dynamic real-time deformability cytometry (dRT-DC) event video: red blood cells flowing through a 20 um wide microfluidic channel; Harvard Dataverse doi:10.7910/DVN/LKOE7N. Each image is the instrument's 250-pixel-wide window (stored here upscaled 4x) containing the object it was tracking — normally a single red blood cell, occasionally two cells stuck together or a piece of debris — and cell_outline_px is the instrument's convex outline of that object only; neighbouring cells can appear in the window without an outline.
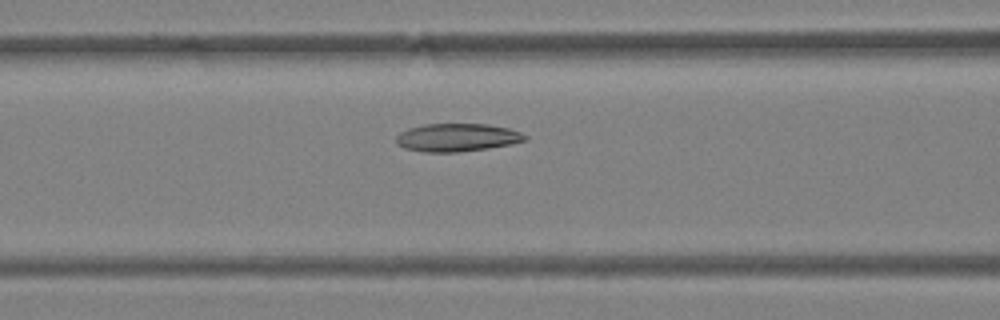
{"species": "Egyptian fruit bat (a non-hibernating species)", "species_latin": "Rousettus aegyptiacus", "temperature_condition": "warm", "stored_images_in_passage": 35, "camera_frame_rate_fps": 3000, "um_per_image_px": 0.085, "animal": {"sex": "female"}, "frame": {"image": 1, "passage_image": 8, "time_ms": 2.333, "image_size_px": [1000, 320], "cell_outline_px": [[528, 140], [512, 144], [488, 148], [456, 152], [424, 152], [404, 148], [396, 144], [396, 136], [400, 132], [408, 128], [424, 124], [488, 124], [508, 128], [520, 132], [528, 136]], "centroid_in_image_um": [38.85, 11.69], "position_along_channel_um": 127.7, "area_um2": 21.15}}
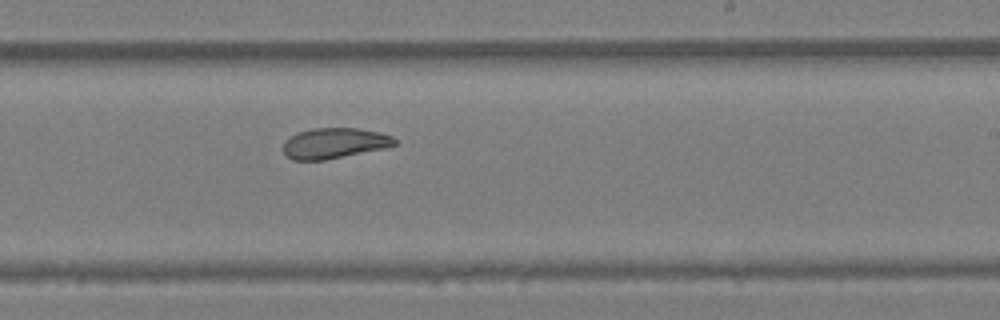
{"frame": {"image": 2, "passage_image": 17, "time_ms": 5.333, "image_size_px": [1000, 320], "cell_outline_px": [[396, 144], [388, 148], [324, 160], [292, 160], [284, 152], [284, 144], [292, 136], [300, 132], [312, 128], [356, 128], [380, 132], [392, 136], [396, 140]], "centroid_in_image_um": [28.48, 12.18], "position_along_channel_um": 260.5, "area_um2": 19.71}}
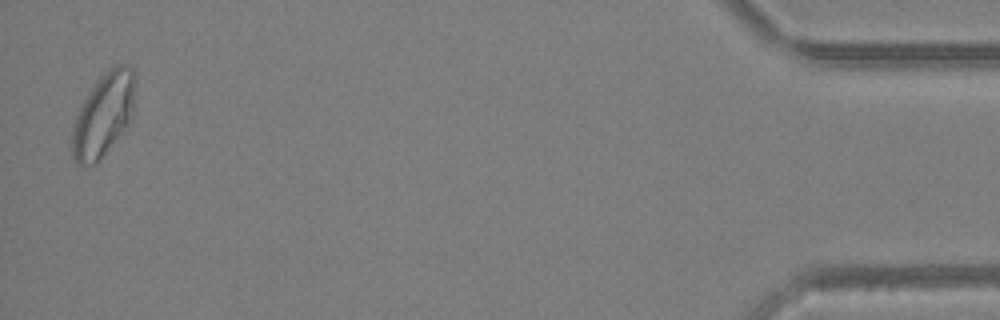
{"frame": {"image": 3, "passage_image": 34, "time_ms": 11.0, "image_size_px": [1000, 320], "cell_outline_px": [[136, 80], [132, 120], [96, 164], [76, 164], [72, 156], [72, 128], [80, 104], [96, 80], [108, 68], [116, 64], [128, 64], [136, 72]], "centroid_in_image_um": [8.82, 9.69], "position_along_channel_um": 426.4, "area_um2": 31.1}, "authors_computed_cell_mechanics": {"area_um2": 21.6172, "velocity_mm_per_s": 4.4452, "shape_relaxation_time_tau1_ms": null, "shape_relaxation_time_tau2_ms": 2.9905, "deformation_change_tau1": null, "deformation_change_tau2": 0.0861}}